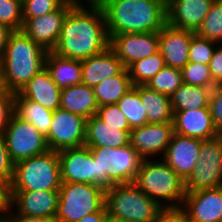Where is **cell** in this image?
<instances>
[{
  "label": "cell",
  "mask_w": 222,
  "mask_h": 222,
  "mask_svg": "<svg viewBox=\"0 0 222 222\" xmlns=\"http://www.w3.org/2000/svg\"><path fill=\"white\" fill-rule=\"evenodd\" d=\"M174 133L209 140L220 135L213 124L209 107L188 111H174Z\"/></svg>",
  "instance_id": "obj_21"
},
{
  "label": "cell",
  "mask_w": 222,
  "mask_h": 222,
  "mask_svg": "<svg viewBox=\"0 0 222 222\" xmlns=\"http://www.w3.org/2000/svg\"><path fill=\"white\" fill-rule=\"evenodd\" d=\"M81 63L82 84L90 87H95L103 80L119 75L125 69L110 47L98 55L81 60Z\"/></svg>",
  "instance_id": "obj_22"
},
{
  "label": "cell",
  "mask_w": 222,
  "mask_h": 222,
  "mask_svg": "<svg viewBox=\"0 0 222 222\" xmlns=\"http://www.w3.org/2000/svg\"><path fill=\"white\" fill-rule=\"evenodd\" d=\"M161 53L135 61L127 69L134 86L146 85L160 70L165 67Z\"/></svg>",
  "instance_id": "obj_31"
},
{
  "label": "cell",
  "mask_w": 222,
  "mask_h": 222,
  "mask_svg": "<svg viewBox=\"0 0 222 222\" xmlns=\"http://www.w3.org/2000/svg\"><path fill=\"white\" fill-rule=\"evenodd\" d=\"M48 51L35 43L22 30L13 31L0 60L8 91L19 92L45 68Z\"/></svg>",
  "instance_id": "obj_3"
},
{
  "label": "cell",
  "mask_w": 222,
  "mask_h": 222,
  "mask_svg": "<svg viewBox=\"0 0 222 222\" xmlns=\"http://www.w3.org/2000/svg\"><path fill=\"white\" fill-rule=\"evenodd\" d=\"M14 94L8 91L4 96L0 97V133L9 123L14 113Z\"/></svg>",
  "instance_id": "obj_43"
},
{
  "label": "cell",
  "mask_w": 222,
  "mask_h": 222,
  "mask_svg": "<svg viewBox=\"0 0 222 222\" xmlns=\"http://www.w3.org/2000/svg\"><path fill=\"white\" fill-rule=\"evenodd\" d=\"M96 116L108 125L121 126V130H132L126 116L122 113L117 104L99 107Z\"/></svg>",
  "instance_id": "obj_39"
},
{
  "label": "cell",
  "mask_w": 222,
  "mask_h": 222,
  "mask_svg": "<svg viewBox=\"0 0 222 222\" xmlns=\"http://www.w3.org/2000/svg\"><path fill=\"white\" fill-rule=\"evenodd\" d=\"M14 113L22 120L34 125L45 137L48 135L52 122V110L15 93Z\"/></svg>",
  "instance_id": "obj_28"
},
{
  "label": "cell",
  "mask_w": 222,
  "mask_h": 222,
  "mask_svg": "<svg viewBox=\"0 0 222 222\" xmlns=\"http://www.w3.org/2000/svg\"><path fill=\"white\" fill-rule=\"evenodd\" d=\"M106 214L107 210L104 207L101 211L88 214L77 222H103Z\"/></svg>",
  "instance_id": "obj_48"
},
{
  "label": "cell",
  "mask_w": 222,
  "mask_h": 222,
  "mask_svg": "<svg viewBox=\"0 0 222 222\" xmlns=\"http://www.w3.org/2000/svg\"><path fill=\"white\" fill-rule=\"evenodd\" d=\"M0 23L13 31L23 26L22 0H0Z\"/></svg>",
  "instance_id": "obj_36"
},
{
  "label": "cell",
  "mask_w": 222,
  "mask_h": 222,
  "mask_svg": "<svg viewBox=\"0 0 222 222\" xmlns=\"http://www.w3.org/2000/svg\"><path fill=\"white\" fill-rule=\"evenodd\" d=\"M105 207L109 215L125 222H154L162 208L134 183L107 189Z\"/></svg>",
  "instance_id": "obj_6"
},
{
  "label": "cell",
  "mask_w": 222,
  "mask_h": 222,
  "mask_svg": "<svg viewBox=\"0 0 222 222\" xmlns=\"http://www.w3.org/2000/svg\"><path fill=\"white\" fill-rule=\"evenodd\" d=\"M61 182L96 185V161L88 146L58 152Z\"/></svg>",
  "instance_id": "obj_15"
},
{
  "label": "cell",
  "mask_w": 222,
  "mask_h": 222,
  "mask_svg": "<svg viewBox=\"0 0 222 222\" xmlns=\"http://www.w3.org/2000/svg\"><path fill=\"white\" fill-rule=\"evenodd\" d=\"M182 207L190 222H222V186L186 192Z\"/></svg>",
  "instance_id": "obj_17"
},
{
  "label": "cell",
  "mask_w": 222,
  "mask_h": 222,
  "mask_svg": "<svg viewBox=\"0 0 222 222\" xmlns=\"http://www.w3.org/2000/svg\"><path fill=\"white\" fill-rule=\"evenodd\" d=\"M109 44L102 7L79 6L67 14L52 51L61 57L83 60L104 52Z\"/></svg>",
  "instance_id": "obj_1"
},
{
  "label": "cell",
  "mask_w": 222,
  "mask_h": 222,
  "mask_svg": "<svg viewBox=\"0 0 222 222\" xmlns=\"http://www.w3.org/2000/svg\"><path fill=\"white\" fill-rule=\"evenodd\" d=\"M218 46L219 47L216 45L215 51L208 65L213 81L217 85H222V44H219Z\"/></svg>",
  "instance_id": "obj_45"
},
{
  "label": "cell",
  "mask_w": 222,
  "mask_h": 222,
  "mask_svg": "<svg viewBox=\"0 0 222 222\" xmlns=\"http://www.w3.org/2000/svg\"><path fill=\"white\" fill-rule=\"evenodd\" d=\"M213 88L182 84L171 96L173 111L206 108Z\"/></svg>",
  "instance_id": "obj_30"
},
{
  "label": "cell",
  "mask_w": 222,
  "mask_h": 222,
  "mask_svg": "<svg viewBox=\"0 0 222 222\" xmlns=\"http://www.w3.org/2000/svg\"><path fill=\"white\" fill-rule=\"evenodd\" d=\"M130 131L112 126L96 115L86 120L85 146L118 148L130 144Z\"/></svg>",
  "instance_id": "obj_23"
},
{
  "label": "cell",
  "mask_w": 222,
  "mask_h": 222,
  "mask_svg": "<svg viewBox=\"0 0 222 222\" xmlns=\"http://www.w3.org/2000/svg\"><path fill=\"white\" fill-rule=\"evenodd\" d=\"M103 222H125L119 218L113 217L109 215L108 213L105 215L104 221Z\"/></svg>",
  "instance_id": "obj_51"
},
{
  "label": "cell",
  "mask_w": 222,
  "mask_h": 222,
  "mask_svg": "<svg viewBox=\"0 0 222 222\" xmlns=\"http://www.w3.org/2000/svg\"><path fill=\"white\" fill-rule=\"evenodd\" d=\"M195 32L166 24L159 32V52L165 65L181 70L189 62V46Z\"/></svg>",
  "instance_id": "obj_19"
},
{
  "label": "cell",
  "mask_w": 222,
  "mask_h": 222,
  "mask_svg": "<svg viewBox=\"0 0 222 222\" xmlns=\"http://www.w3.org/2000/svg\"><path fill=\"white\" fill-rule=\"evenodd\" d=\"M82 1L85 2V0H62L63 3L72 5L74 7L86 6ZM87 1H88L87 6H98L101 4L102 0H87Z\"/></svg>",
  "instance_id": "obj_49"
},
{
  "label": "cell",
  "mask_w": 222,
  "mask_h": 222,
  "mask_svg": "<svg viewBox=\"0 0 222 222\" xmlns=\"http://www.w3.org/2000/svg\"><path fill=\"white\" fill-rule=\"evenodd\" d=\"M195 34L216 44H222V0H214Z\"/></svg>",
  "instance_id": "obj_33"
},
{
  "label": "cell",
  "mask_w": 222,
  "mask_h": 222,
  "mask_svg": "<svg viewBox=\"0 0 222 222\" xmlns=\"http://www.w3.org/2000/svg\"><path fill=\"white\" fill-rule=\"evenodd\" d=\"M201 142L200 139L174 133L161 158L186 181L197 164Z\"/></svg>",
  "instance_id": "obj_18"
},
{
  "label": "cell",
  "mask_w": 222,
  "mask_h": 222,
  "mask_svg": "<svg viewBox=\"0 0 222 222\" xmlns=\"http://www.w3.org/2000/svg\"><path fill=\"white\" fill-rule=\"evenodd\" d=\"M117 106L126 116L131 129L144 126L148 123L147 113L138 93V85L124 94L117 102Z\"/></svg>",
  "instance_id": "obj_32"
},
{
  "label": "cell",
  "mask_w": 222,
  "mask_h": 222,
  "mask_svg": "<svg viewBox=\"0 0 222 222\" xmlns=\"http://www.w3.org/2000/svg\"><path fill=\"white\" fill-rule=\"evenodd\" d=\"M11 222H55L53 219L24 215H7Z\"/></svg>",
  "instance_id": "obj_47"
},
{
  "label": "cell",
  "mask_w": 222,
  "mask_h": 222,
  "mask_svg": "<svg viewBox=\"0 0 222 222\" xmlns=\"http://www.w3.org/2000/svg\"><path fill=\"white\" fill-rule=\"evenodd\" d=\"M74 6L63 3L57 10L34 18H23L22 31L47 51H52L60 37L64 20Z\"/></svg>",
  "instance_id": "obj_13"
},
{
  "label": "cell",
  "mask_w": 222,
  "mask_h": 222,
  "mask_svg": "<svg viewBox=\"0 0 222 222\" xmlns=\"http://www.w3.org/2000/svg\"><path fill=\"white\" fill-rule=\"evenodd\" d=\"M222 186V136L203 140L197 164L185 181L186 192Z\"/></svg>",
  "instance_id": "obj_10"
},
{
  "label": "cell",
  "mask_w": 222,
  "mask_h": 222,
  "mask_svg": "<svg viewBox=\"0 0 222 222\" xmlns=\"http://www.w3.org/2000/svg\"><path fill=\"white\" fill-rule=\"evenodd\" d=\"M1 134L14 164L50 150L46 137L34 125L22 120L15 113Z\"/></svg>",
  "instance_id": "obj_9"
},
{
  "label": "cell",
  "mask_w": 222,
  "mask_h": 222,
  "mask_svg": "<svg viewBox=\"0 0 222 222\" xmlns=\"http://www.w3.org/2000/svg\"><path fill=\"white\" fill-rule=\"evenodd\" d=\"M7 92L8 90L4 82L3 72L0 64V97L4 96Z\"/></svg>",
  "instance_id": "obj_50"
},
{
  "label": "cell",
  "mask_w": 222,
  "mask_h": 222,
  "mask_svg": "<svg viewBox=\"0 0 222 222\" xmlns=\"http://www.w3.org/2000/svg\"><path fill=\"white\" fill-rule=\"evenodd\" d=\"M45 69L61 90L82 84V63L79 59L61 57L48 51Z\"/></svg>",
  "instance_id": "obj_26"
},
{
  "label": "cell",
  "mask_w": 222,
  "mask_h": 222,
  "mask_svg": "<svg viewBox=\"0 0 222 222\" xmlns=\"http://www.w3.org/2000/svg\"><path fill=\"white\" fill-rule=\"evenodd\" d=\"M209 111L217 131L222 133V85H216L210 93Z\"/></svg>",
  "instance_id": "obj_40"
},
{
  "label": "cell",
  "mask_w": 222,
  "mask_h": 222,
  "mask_svg": "<svg viewBox=\"0 0 222 222\" xmlns=\"http://www.w3.org/2000/svg\"><path fill=\"white\" fill-rule=\"evenodd\" d=\"M106 190L89 183L61 182L55 222H77L105 207Z\"/></svg>",
  "instance_id": "obj_8"
},
{
  "label": "cell",
  "mask_w": 222,
  "mask_h": 222,
  "mask_svg": "<svg viewBox=\"0 0 222 222\" xmlns=\"http://www.w3.org/2000/svg\"><path fill=\"white\" fill-rule=\"evenodd\" d=\"M182 84L181 70L165 66L146 86L151 90L171 96Z\"/></svg>",
  "instance_id": "obj_34"
},
{
  "label": "cell",
  "mask_w": 222,
  "mask_h": 222,
  "mask_svg": "<svg viewBox=\"0 0 222 222\" xmlns=\"http://www.w3.org/2000/svg\"><path fill=\"white\" fill-rule=\"evenodd\" d=\"M85 134L86 119L59 108L53 111L46 141L50 150L59 152L84 146Z\"/></svg>",
  "instance_id": "obj_11"
},
{
  "label": "cell",
  "mask_w": 222,
  "mask_h": 222,
  "mask_svg": "<svg viewBox=\"0 0 222 222\" xmlns=\"http://www.w3.org/2000/svg\"><path fill=\"white\" fill-rule=\"evenodd\" d=\"M62 4V0H22L23 18H34L51 13Z\"/></svg>",
  "instance_id": "obj_38"
},
{
  "label": "cell",
  "mask_w": 222,
  "mask_h": 222,
  "mask_svg": "<svg viewBox=\"0 0 222 222\" xmlns=\"http://www.w3.org/2000/svg\"><path fill=\"white\" fill-rule=\"evenodd\" d=\"M12 190H59L61 186L58 152L42 154L14 164Z\"/></svg>",
  "instance_id": "obj_7"
},
{
  "label": "cell",
  "mask_w": 222,
  "mask_h": 222,
  "mask_svg": "<svg viewBox=\"0 0 222 222\" xmlns=\"http://www.w3.org/2000/svg\"><path fill=\"white\" fill-rule=\"evenodd\" d=\"M0 222H11L8 216H0Z\"/></svg>",
  "instance_id": "obj_52"
},
{
  "label": "cell",
  "mask_w": 222,
  "mask_h": 222,
  "mask_svg": "<svg viewBox=\"0 0 222 222\" xmlns=\"http://www.w3.org/2000/svg\"><path fill=\"white\" fill-rule=\"evenodd\" d=\"M12 32L13 30L11 28L0 23V60L2 59L4 55L9 36Z\"/></svg>",
  "instance_id": "obj_46"
},
{
  "label": "cell",
  "mask_w": 222,
  "mask_h": 222,
  "mask_svg": "<svg viewBox=\"0 0 222 222\" xmlns=\"http://www.w3.org/2000/svg\"><path fill=\"white\" fill-rule=\"evenodd\" d=\"M214 0H166L167 24L196 32Z\"/></svg>",
  "instance_id": "obj_20"
},
{
  "label": "cell",
  "mask_w": 222,
  "mask_h": 222,
  "mask_svg": "<svg viewBox=\"0 0 222 222\" xmlns=\"http://www.w3.org/2000/svg\"><path fill=\"white\" fill-rule=\"evenodd\" d=\"M159 160L143 159L134 184L161 207L182 206L185 181L162 158Z\"/></svg>",
  "instance_id": "obj_4"
},
{
  "label": "cell",
  "mask_w": 222,
  "mask_h": 222,
  "mask_svg": "<svg viewBox=\"0 0 222 222\" xmlns=\"http://www.w3.org/2000/svg\"><path fill=\"white\" fill-rule=\"evenodd\" d=\"M12 181L0 180V216L12 212Z\"/></svg>",
  "instance_id": "obj_44"
},
{
  "label": "cell",
  "mask_w": 222,
  "mask_h": 222,
  "mask_svg": "<svg viewBox=\"0 0 222 222\" xmlns=\"http://www.w3.org/2000/svg\"><path fill=\"white\" fill-rule=\"evenodd\" d=\"M108 36L159 32L167 24L166 0H102Z\"/></svg>",
  "instance_id": "obj_2"
},
{
  "label": "cell",
  "mask_w": 222,
  "mask_h": 222,
  "mask_svg": "<svg viewBox=\"0 0 222 222\" xmlns=\"http://www.w3.org/2000/svg\"><path fill=\"white\" fill-rule=\"evenodd\" d=\"M59 202V190H12V211L8 215L55 218ZM14 208V209H13Z\"/></svg>",
  "instance_id": "obj_16"
},
{
  "label": "cell",
  "mask_w": 222,
  "mask_h": 222,
  "mask_svg": "<svg viewBox=\"0 0 222 222\" xmlns=\"http://www.w3.org/2000/svg\"><path fill=\"white\" fill-rule=\"evenodd\" d=\"M154 222H190L185 209L178 207H162Z\"/></svg>",
  "instance_id": "obj_42"
},
{
  "label": "cell",
  "mask_w": 222,
  "mask_h": 222,
  "mask_svg": "<svg viewBox=\"0 0 222 222\" xmlns=\"http://www.w3.org/2000/svg\"><path fill=\"white\" fill-rule=\"evenodd\" d=\"M17 94L52 111L60 108L61 89L51 79L45 68L36 74Z\"/></svg>",
  "instance_id": "obj_24"
},
{
  "label": "cell",
  "mask_w": 222,
  "mask_h": 222,
  "mask_svg": "<svg viewBox=\"0 0 222 222\" xmlns=\"http://www.w3.org/2000/svg\"><path fill=\"white\" fill-rule=\"evenodd\" d=\"M134 87L129 71L125 68L119 75L103 80L93 87L99 107L117 102Z\"/></svg>",
  "instance_id": "obj_29"
},
{
  "label": "cell",
  "mask_w": 222,
  "mask_h": 222,
  "mask_svg": "<svg viewBox=\"0 0 222 222\" xmlns=\"http://www.w3.org/2000/svg\"><path fill=\"white\" fill-rule=\"evenodd\" d=\"M184 84L214 88L217 84L213 81L209 65L188 62L182 69Z\"/></svg>",
  "instance_id": "obj_35"
},
{
  "label": "cell",
  "mask_w": 222,
  "mask_h": 222,
  "mask_svg": "<svg viewBox=\"0 0 222 222\" xmlns=\"http://www.w3.org/2000/svg\"><path fill=\"white\" fill-rule=\"evenodd\" d=\"M89 149L96 161V185L107 190L114 185L134 183L143 158L130 144Z\"/></svg>",
  "instance_id": "obj_5"
},
{
  "label": "cell",
  "mask_w": 222,
  "mask_h": 222,
  "mask_svg": "<svg viewBox=\"0 0 222 222\" xmlns=\"http://www.w3.org/2000/svg\"><path fill=\"white\" fill-rule=\"evenodd\" d=\"M98 108L99 105L93 87L79 84L61 90L60 109L87 120L96 115Z\"/></svg>",
  "instance_id": "obj_25"
},
{
  "label": "cell",
  "mask_w": 222,
  "mask_h": 222,
  "mask_svg": "<svg viewBox=\"0 0 222 222\" xmlns=\"http://www.w3.org/2000/svg\"><path fill=\"white\" fill-rule=\"evenodd\" d=\"M14 176V163L11 161L6 142L0 133V180L12 181Z\"/></svg>",
  "instance_id": "obj_41"
},
{
  "label": "cell",
  "mask_w": 222,
  "mask_h": 222,
  "mask_svg": "<svg viewBox=\"0 0 222 222\" xmlns=\"http://www.w3.org/2000/svg\"><path fill=\"white\" fill-rule=\"evenodd\" d=\"M138 93L147 113L148 123H173L174 111L170 96L138 85Z\"/></svg>",
  "instance_id": "obj_27"
},
{
  "label": "cell",
  "mask_w": 222,
  "mask_h": 222,
  "mask_svg": "<svg viewBox=\"0 0 222 222\" xmlns=\"http://www.w3.org/2000/svg\"><path fill=\"white\" fill-rule=\"evenodd\" d=\"M109 39V47L125 68L159 51L158 32L122 33L112 35Z\"/></svg>",
  "instance_id": "obj_12"
},
{
  "label": "cell",
  "mask_w": 222,
  "mask_h": 222,
  "mask_svg": "<svg viewBox=\"0 0 222 222\" xmlns=\"http://www.w3.org/2000/svg\"><path fill=\"white\" fill-rule=\"evenodd\" d=\"M216 45L212 40L201 38L195 34L191 38L189 46V62L208 65Z\"/></svg>",
  "instance_id": "obj_37"
},
{
  "label": "cell",
  "mask_w": 222,
  "mask_h": 222,
  "mask_svg": "<svg viewBox=\"0 0 222 222\" xmlns=\"http://www.w3.org/2000/svg\"><path fill=\"white\" fill-rule=\"evenodd\" d=\"M173 134V123H147L130 131V145L143 159H153L164 156Z\"/></svg>",
  "instance_id": "obj_14"
}]
</instances>
